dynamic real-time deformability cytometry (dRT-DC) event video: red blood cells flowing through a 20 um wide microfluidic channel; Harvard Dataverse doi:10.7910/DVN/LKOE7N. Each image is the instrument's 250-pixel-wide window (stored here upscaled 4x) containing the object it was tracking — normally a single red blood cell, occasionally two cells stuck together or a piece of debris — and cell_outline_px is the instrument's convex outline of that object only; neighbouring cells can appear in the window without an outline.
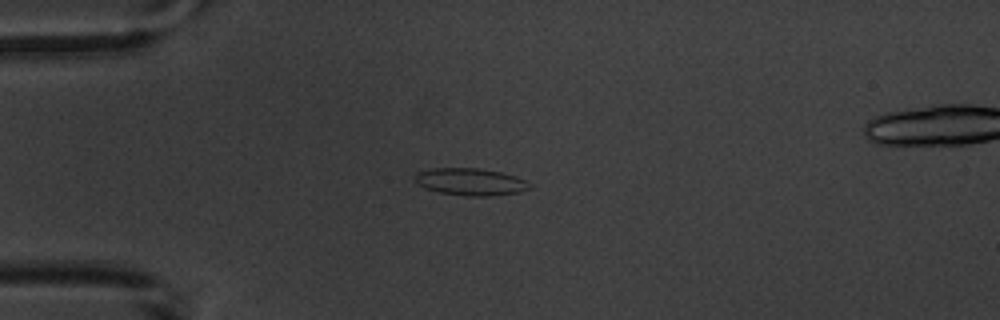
{"species": "common noctule bat (a hibernating species)", "species_latin": "Nyctalus noctula", "temperature_condition": "warm", "stored_images_in_passage": 4, "camera_frame_rate_fps": 3000, "um_per_image_px": 0.085, "animal": {"sex": "male", "body_mass_g": 20.1, "forearm_length_mm": 53.5}, "frame": {"image": 1, "passage_image": 3, "time_ms": 3.0, "image_size_px": [1000, 320], "cell_outline_px": [[532, 188], [520, 192], [488, 196], [464, 196], [440, 192], [424, 188], [416, 184], [416, 172], [432, 168], [480, 168], [500, 172], [516, 176], [532, 184]], "centroid_in_image_um": [40.0, 15.45], "position_along_channel_um": 45.0, "area_um2": 18.26}}